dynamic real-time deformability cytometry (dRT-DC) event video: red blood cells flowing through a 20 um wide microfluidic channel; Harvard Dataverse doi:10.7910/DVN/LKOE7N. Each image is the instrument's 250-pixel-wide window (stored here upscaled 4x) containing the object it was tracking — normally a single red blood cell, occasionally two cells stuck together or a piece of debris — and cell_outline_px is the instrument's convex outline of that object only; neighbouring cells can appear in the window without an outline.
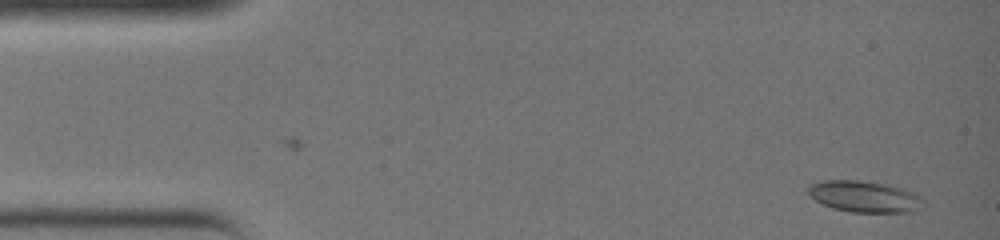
{"species": "common noctule bat (a hibernating species)", "species_latin": "Nyctalus noctula", "temperature_condition": "warm", "stored_images_in_passage": 34, "camera_frame_rate_fps": 3000, "um_per_image_px": 0.085, "animal": {"sex": "female", "body_mass_g": 19.0, "forearm_length_mm": 51.5}, "frame": {"image": 1, "passage_image": 1, "time_ms": 0.0, "image_size_px": [1000, 240], "cell_outline_px": [[924, 208], [912, 212], [852, 212], [832, 208], [816, 200], [808, 192], [808, 184], [824, 180], [860, 180], [888, 184], [912, 192], [920, 196], [924, 200]], "centroid_in_image_um": [73.51, 16.71], "position_along_channel_um": 11.5, "area_um2": 21.15}}
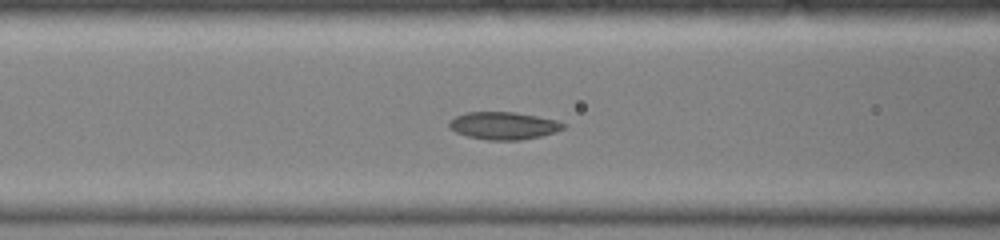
{"frame": {"image": 2, "passage_image": 14, "time_ms": 4.333, "image_size_px": [1000, 240], "cell_outline_px": [[568, 124], [564, 128], [540, 136], [520, 140], [488, 140], [468, 136], [456, 132], [448, 128], [448, 124], [456, 116], [468, 112], [516, 112], [556, 120]], "centroid_in_image_um": [42.8, 10.68], "position_along_channel_um": 123.8, "area_um2": 18.15}}
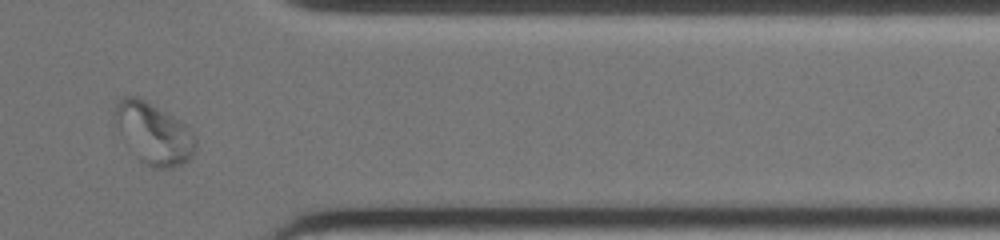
{"frame": {"image": 3, "passage_image": 30, "time_ms": 9.667, "image_size_px": [1000, 240], "cell_outline_px": [[196, 148], [192, 156], [184, 164], [172, 168], [152, 168], [140, 160], [136, 156], [120, 136], [112, 116], [116, 100], [120, 96], [136, 96], [144, 100], [180, 120], [192, 132], [196, 140]], "centroid_in_image_um": [13.01, 11.33], "position_along_channel_um": 398.4, "area_um2": 29.07}}